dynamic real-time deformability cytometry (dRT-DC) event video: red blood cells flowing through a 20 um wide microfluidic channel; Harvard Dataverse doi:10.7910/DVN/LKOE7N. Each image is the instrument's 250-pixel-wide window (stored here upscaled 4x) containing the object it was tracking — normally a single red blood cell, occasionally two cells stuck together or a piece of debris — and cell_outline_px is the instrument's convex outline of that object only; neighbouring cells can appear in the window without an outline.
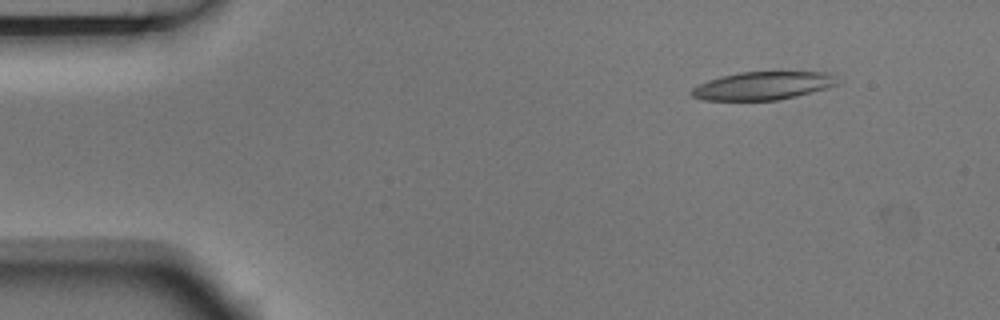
{"species": "Egyptian fruit bat (a non-hibernating species)", "species_latin": "Rousettus aegyptiacus", "temperature_condition": "room temperature", "stored_images_in_passage": 4, "camera_frame_rate_fps": 3000, "um_per_image_px": 0.085, "animal": {"sex": "male"}, "frame": {"image": 1, "passage_image": 2, "time_ms": 0.333, "image_size_px": [1000, 320], "cell_outline_px": [[840, 84], [828, 88], [796, 96], [776, 100], [704, 100], [692, 96], [688, 92], [692, 88], [708, 80], [720, 76], [740, 72], [824, 72], [832, 76]], "centroid_in_image_um": [64.81, 7.29], "position_along_channel_um": 20.2, "area_um2": 23.76}}